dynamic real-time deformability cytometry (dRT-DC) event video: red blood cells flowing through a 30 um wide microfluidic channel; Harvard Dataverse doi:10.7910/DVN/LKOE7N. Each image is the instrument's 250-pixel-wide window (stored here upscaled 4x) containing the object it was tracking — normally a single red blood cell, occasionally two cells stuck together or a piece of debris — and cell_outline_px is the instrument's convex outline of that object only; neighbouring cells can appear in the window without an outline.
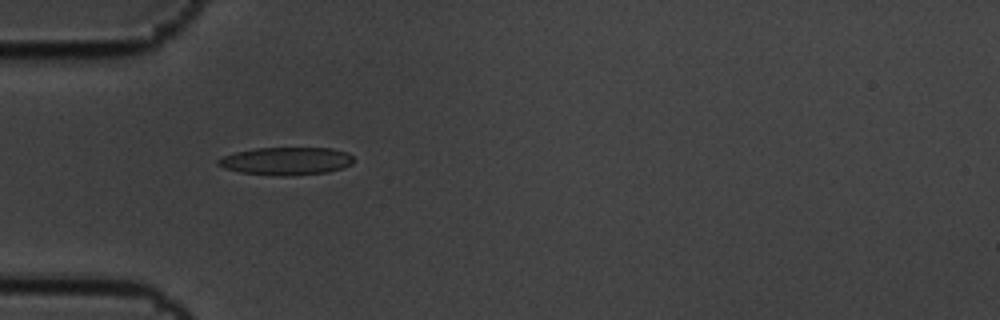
{"species": "common noctule bat (a hibernating species)", "species_latin": "Nyctalus noctula", "temperature_condition": "cold", "stored_images_in_passage": 6, "camera_frame_rate_fps": 3000, "um_per_image_px": 0.085, "animal": {"sex": "male", "body_mass_g": 19.5, "forearm_length_mm": 54.6}, "frame": {"image": 1, "passage_image": 5, "time_ms": 1.333, "image_size_px": [1000, 320], "cell_outline_px": [[356, 160], [352, 164], [328, 172], [288, 176], [280, 176], [240, 172], [224, 168], [216, 164], [216, 160], [224, 156], [236, 152], [256, 148], [332, 148], [348, 152]], "centroid_in_image_um": [24.35, 13.69], "position_along_channel_um": 60.7, "area_um2": 22.02}}
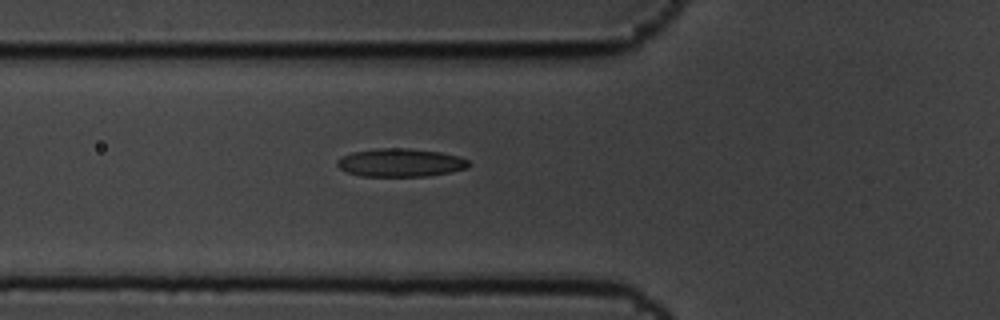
{"frame": {"image": 2, "passage_image": 6, "time_ms": 1.667, "image_size_px": [1000, 320], "cell_outline_px": [[472, 164], [468, 168], [452, 172], [428, 176], [360, 176], [348, 172], [340, 168], [336, 164], [336, 160], [352, 152], [376, 148], [408, 148], [440, 152], [460, 156], [468, 160]], "centroid_in_image_um": [34.08, 13.82], "position_along_channel_um": 91.7, "area_um2": 21.79}}